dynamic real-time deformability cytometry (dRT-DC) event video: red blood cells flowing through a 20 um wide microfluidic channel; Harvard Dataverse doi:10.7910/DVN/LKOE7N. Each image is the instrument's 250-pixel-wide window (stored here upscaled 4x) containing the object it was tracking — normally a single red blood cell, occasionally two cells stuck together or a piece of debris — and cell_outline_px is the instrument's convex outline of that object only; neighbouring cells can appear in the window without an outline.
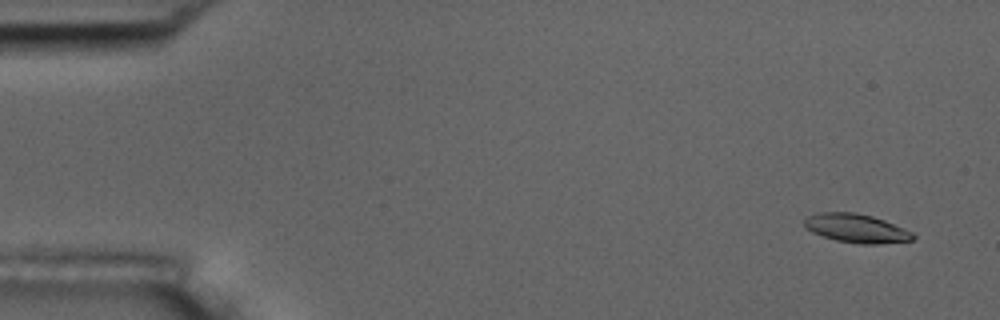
{"species": "common noctule bat (a hibernating species)", "species_latin": "Nyctalus noctula", "temperature_condition": "room temperature", "stored_images_in_passage": 5, "camera_frame_rate_fps": 3000, "um_per_image_px": 0.085, "animal": {"sex": "male", "body_mass_g": 17.5, "forearm_length_mm": 52.3}, "frame": {"image": 1, "passage_image": 1, "time_ms": 0.0, "image_size_px": [1000, 320], "cell_outline_px": [[916, 236], [912, 240], [880, 244], [860, 244], [836, 240], [812, 232], [804, 224], [804, 220], [808, 216], [820, 212], [856, 212], [872, 216], [884, 220], [904, 228], [912, 232]], "centroid_in_image_um": [72.81, 19.4], "position_along_channel_um": 12.2, "area_um2": 18.09}}
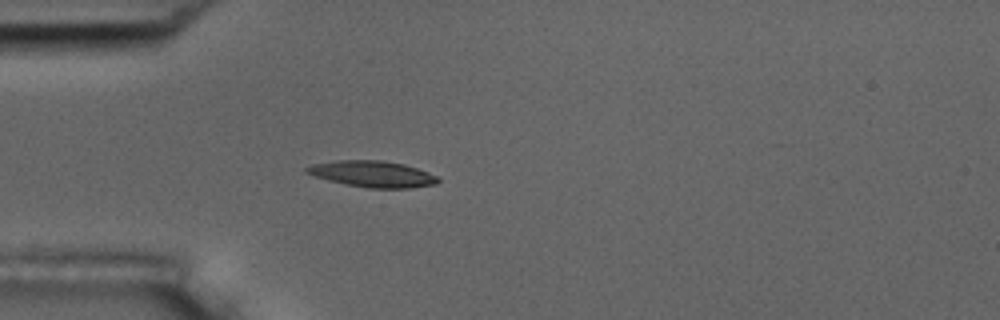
{"frame": {"image": 2, "passage_image": 5, "time_ms": 4.333, "image_size_px": [1000, 320], "cell_outline_px": [[440, 180], [436, 184], [408, 188], [368, 188], [328, 180], [304, 172], [304, 168], [312, 164], [336, 160], [380, 160], [404, 164], [428, 172], [436, 176]], "centroid_in_image_um": [31.65, 14.78], "position_along_channel_um": 53.4, "area_um2": 19.94}}